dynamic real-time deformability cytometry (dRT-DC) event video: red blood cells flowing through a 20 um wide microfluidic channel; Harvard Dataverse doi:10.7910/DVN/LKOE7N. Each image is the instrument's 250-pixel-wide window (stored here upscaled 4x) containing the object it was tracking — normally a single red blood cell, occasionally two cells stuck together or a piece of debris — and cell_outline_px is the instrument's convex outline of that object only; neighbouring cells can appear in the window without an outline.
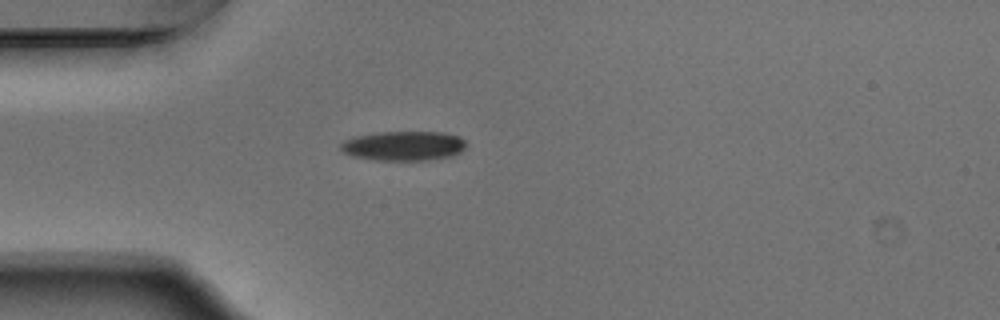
{"species": "Egyptian fruit bat (a non-hibernating species)", "species_latin": "Rousettus aegyptiacus", "temperature_condition": "warm", "stored_images_in_passage": 40, "camera_frame_rate_fps": 3000, "um_per_image_px": 0.085, "animal": {"sex": "male"}, "frame": {"image": 1, "passage_image": 1, "time_ms": 0.0, "image_size_px": [1000, 320], "cell_outline_px": [[464, 148], [460, 152], [452, 156], [428, 160], [376, 160], [352, 156], [344, 152], [340, 148], [340, 144], [344, 140], [356, 136], [380, 132], [440, 132], [460, 136], [464, 140]], "centroid_in_image_um": [34.3, 12.4], "position_along_channel_um": 50.7, "area_um2": 21.5}}
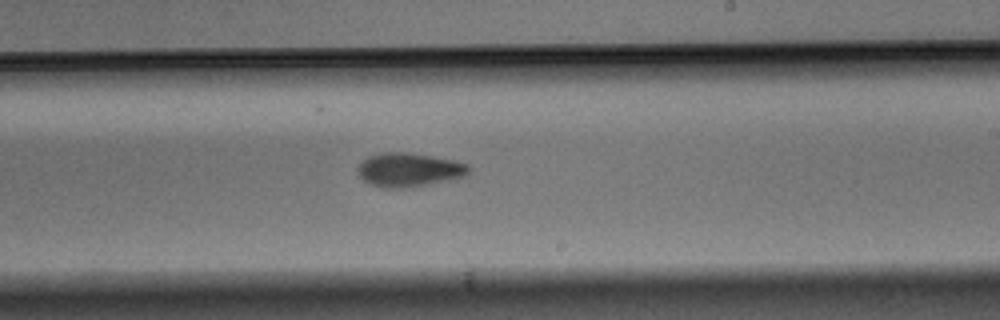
{"frame": {"image": 2, "passage_image": 18, "time_ms": 5.667, "image_size_px": [1000, 320], "cell_outline_px": [[472, 168], [464, 176], [448, 180], [428, 184], [400, 188], [384, 188], [372, 184], [364, 180], [360, 176], [356, 168], [368, 156], [384, 152], [404, 152], [432, 156], [452, 160], [468, 164]], "centroid_in_image_um": [34.76, 14.42], "position_along_channel_um": 254.2, "area_um2": 21.62}}
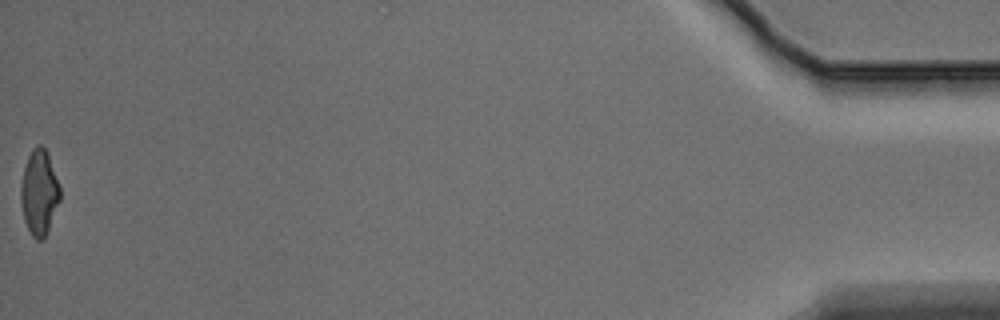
{"frame": {"image": 3, "passage_image": 40, "time_ms": 13.0, "image_size_px": [1000, 320], "cell_outline_px": [[60, 200], [48, 228], [44, 236], [40, 240], [36, 240], [32, 236], [24, 220], [20, 204], [20, 188], [24, 168], [28, 156], [32, 148], [36, 144], [40, 144], [48, 152], [60, 184]], "centroid_in_image_um": [3.33, 16.31], "position_along_channel_um": 431.9, "area_um2": 19.54}, "authors_computed_cell_mechanics": {"area_um2": 21.0392, "velocity_mm_per_s": 3.7626, "shape_relaxation_time_tau1_ms": 4.0394, "shape_relaxation_time_tau2_ms": 10.8561, "deformation_change_tau1": 0.1382, "deformation_change_tau2": 0.1986}}